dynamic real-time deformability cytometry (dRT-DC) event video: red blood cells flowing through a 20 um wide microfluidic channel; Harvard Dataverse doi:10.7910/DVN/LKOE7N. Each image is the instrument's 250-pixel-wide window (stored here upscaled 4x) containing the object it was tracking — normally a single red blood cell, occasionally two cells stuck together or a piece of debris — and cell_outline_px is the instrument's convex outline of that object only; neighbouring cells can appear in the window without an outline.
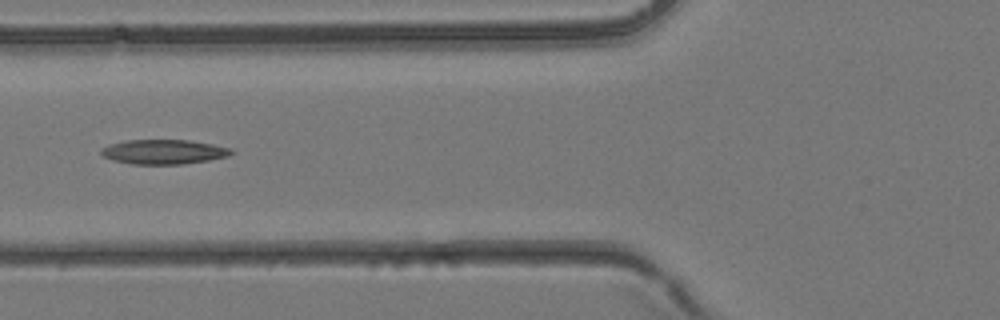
{"species": "common noctule bat (a hibernating species)", "species_latin": "Nyctalus noctula", "temperature_condition": "room temperature", "stored_images_in_passage": 9, "camera_frame_rate_fps": 3000, "um_per_image_px": 0.085, "animal": {"sex": "female", "body_mass_g": 24.6, "forearm_length_mm": 56.2}, "frame": {"image": 1, "passage_image": 3, "time_ms": 0.667, "image_size_px": [1000, 320], "cell_outline_px": [[236, 152], [228, 156], [208, 160], [180, 164], [132, 164], [112, 160], [104, 156], [100, 152], [100, 148], [108, 144], [124, 140], [188, 140], [212, 144], [232, 148]], "centroid_in_image_um": [13.9, 12.9], "position_along_channel_um": 111.9, "area_um2": 18.73}}
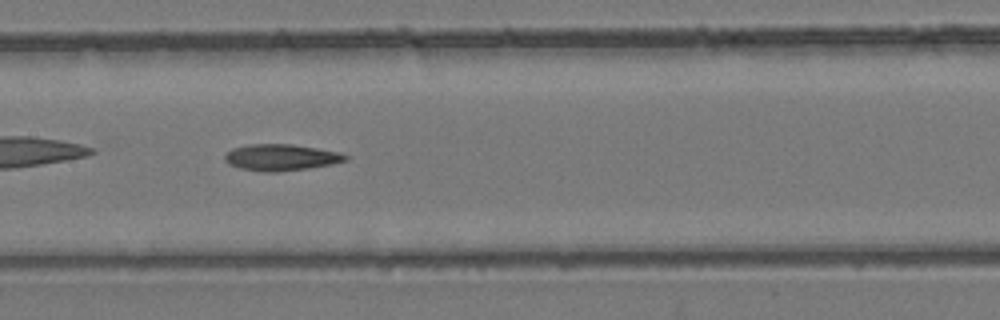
{"frame": {"image": 2, "passage_image": 7, "time_ms": 2.0, "image_size_px": [1000, 320], "cell_outline_px": [[348, 160], [332, 164], [308, 168], [276, 172], [264, 172], [240, 168], [228, 164], [224, 160], [224, 156], [232, 148], [248, 144], [292, 144], [340, 152], [348, 156]], "centroid_in_image_um": [23.88, 13.38], "position_along_channel_um": 183.5, "area_um2": 18.61}}